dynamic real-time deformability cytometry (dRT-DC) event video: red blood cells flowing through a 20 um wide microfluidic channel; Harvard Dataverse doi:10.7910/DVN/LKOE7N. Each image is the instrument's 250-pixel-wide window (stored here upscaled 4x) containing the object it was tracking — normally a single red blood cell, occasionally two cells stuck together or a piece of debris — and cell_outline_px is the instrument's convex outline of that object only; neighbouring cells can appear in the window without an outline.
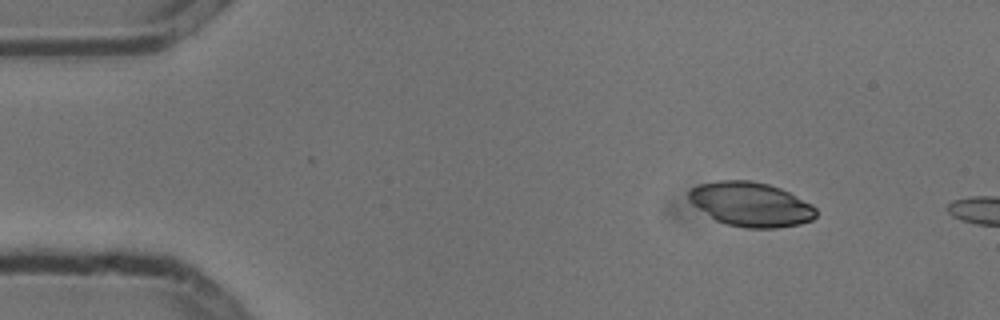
{"species": "common noctule bat (a hibernating species)", "species_latin": "Nyctalus noctula", "temperature_condition": "cold", "stored_images_in_passage": 2, "camera_frame_rate_fps": 3000, "um_per_image_px": 0.085, "animal": {"sex": "male", "body_mass_g": 13.3}, "frame": {"image": 1, "passage_image": 1, "time_ms": 0.0, "image_size_px": [1000, 320], "cell_outline_px": [[816, 216], [812, 220], [800, 224], [776, 228], [748, 228], [728, 224], [716, 220], [692, 204], [688, 200], [688, 192], [692, 188], [700, 184], [716, 180], [752, 180], [768, 184], [780, 188], [812, 204], [816, 208]], "centroid_in_image_um": [63.82, 17.36], "position_along_channel_um": 21.2, "area_um2": 32.83}}